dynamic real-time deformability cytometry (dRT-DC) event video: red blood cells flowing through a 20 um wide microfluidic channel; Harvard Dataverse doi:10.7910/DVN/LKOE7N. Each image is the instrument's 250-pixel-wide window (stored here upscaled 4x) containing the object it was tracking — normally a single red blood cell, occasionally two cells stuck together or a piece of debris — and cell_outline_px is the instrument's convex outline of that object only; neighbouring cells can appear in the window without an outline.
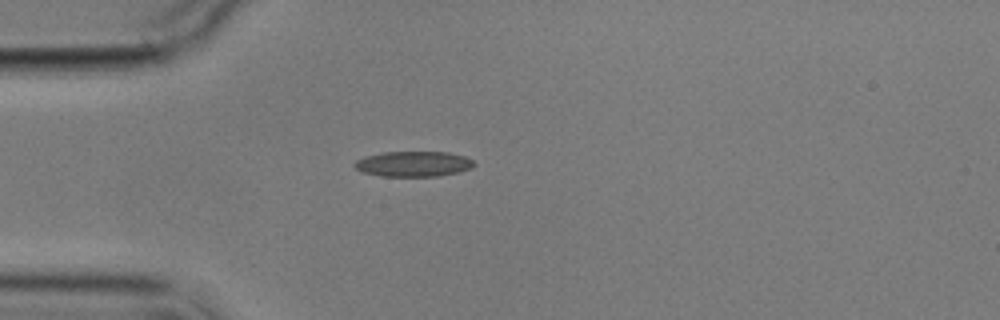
{"species": "common noctule bat (a hibernating species)", "species_latin": "Nyctalus noctula", "temperature_condition": "cold", "stored_images_in_passage": 5, "camera_frame_rate_fps": 3000, "um_per_image_px": 0.085, "animal": {"sex": "male", "body_mass_g": 17.9}, "frame": {"image": 1, "passage_image": 5, "time_ms": 4.667, "image_size_px": [1000, 320], "cell_outline_px": [[476, 164], [472, 168], [440, 176], [380, 176], [360, 172], [352, 164], [356, 160], [364, 156], [384, 152], [448, 152], [464, 156], [472, 160]], "centroid_in_image_um": [35.1, 13.93], "position_along_channel_um": 49.9, "area_um2": 17.74}}